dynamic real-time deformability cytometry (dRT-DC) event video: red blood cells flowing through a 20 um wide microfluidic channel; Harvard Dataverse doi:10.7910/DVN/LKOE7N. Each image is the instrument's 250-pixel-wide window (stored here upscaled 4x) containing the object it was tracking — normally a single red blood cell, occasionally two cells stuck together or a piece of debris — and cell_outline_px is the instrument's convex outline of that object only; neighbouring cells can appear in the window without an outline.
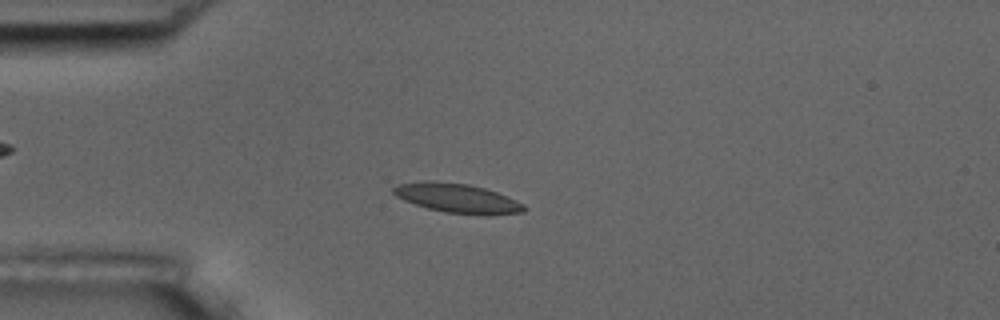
{"species": "common noctule bat (a hibernating species)", "species_latin": "Nyctalus noctula", "temperature_condition": "room temperature", "stored_images_in_passage": 4, "camera_frame_rate_fps": 3000, "um_per_image_px": 0.085, "animal": {"sex": "male", "body_mass_g": 17.5, "forearm_length_mm": 52.3}, "frame": {"image": 1, "passage_image": 4, "time_ms": 1.0, "image_size_px": [1000, 320], "cell_outline_px": [[528, 208], [524, 212], [488, 216], [484, 216], [444, 212], [428, 208], [404, 200], [396, 196], [392, 192], [392, 188], [396, 184], [424, 180], [428, 180], [468, 184], [484, 188], [496, 192], [516, 200], [524, 204]], "centroid_in_image_um": [38.89, 16.85], "position_along_channel_um": 46.1, "area_um2": 22.6}}